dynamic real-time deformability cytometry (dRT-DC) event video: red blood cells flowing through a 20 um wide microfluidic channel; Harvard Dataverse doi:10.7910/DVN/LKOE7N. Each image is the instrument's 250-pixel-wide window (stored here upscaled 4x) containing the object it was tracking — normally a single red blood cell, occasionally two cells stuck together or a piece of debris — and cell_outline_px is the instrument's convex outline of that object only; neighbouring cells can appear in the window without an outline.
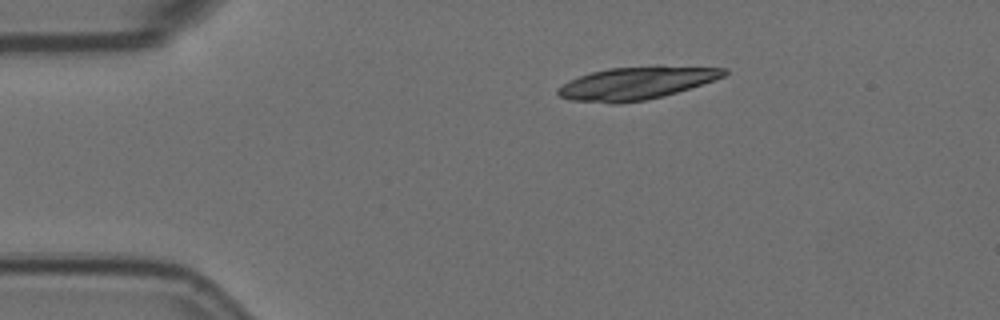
{"species": "Egyptian fruit bat (a non-hibernating species)", "species_latin": "Rousettus aegyptiacus", "temperature_condition": "room temperature", "stored_images_in_passage": 4, "camera_frame_rate_fps": 3000, "um_per_image_px": 0.085, "animal": {"sex": "female"}, "frame": {"image": 1, "passage_image": 1, "time_ms": 0.0, "image_size_px": [1000, 320], "cell_outline_px": [[728, 72], [724, 76], [664, 96], [644, 100], [620, 104], [612, 104], [568, 100], [560, 96], [556, 92], [568, 80], [592, 72], [608, 68], [728, 68]], "centroid_in_image_um": [53.96, 7.12], "position_along_channel_um": 31.0, "area_um2": 30.4}}